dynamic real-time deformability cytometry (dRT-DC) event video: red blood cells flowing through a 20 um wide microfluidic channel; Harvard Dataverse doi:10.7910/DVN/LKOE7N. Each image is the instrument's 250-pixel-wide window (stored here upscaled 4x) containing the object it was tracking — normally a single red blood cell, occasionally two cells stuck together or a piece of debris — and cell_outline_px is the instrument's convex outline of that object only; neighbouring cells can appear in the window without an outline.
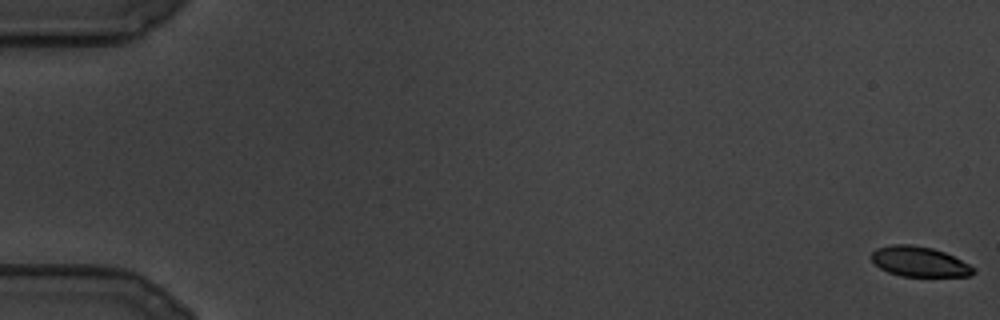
{"species": "common noctule bat (a hibernating species)", "species_latin": "Nyctalus noctula", "temperature_condition": "cold", "stored_images_in_passage": 42, "camera_frame_rate_fps": 3000, "um_per_image_px": 0.085, "animal": {"sex": "male", "body_mass_g": 19.5, "forearm_length_mm": 54.6}, "frame": {"image": 1, "passage_image": 1, "time_ms": 0.0, "image_size_px": [1000, 320], "cell_outline_px": [[976, 272], [968, 276], [900, 276], [888, 272], [880, 268], [872, 260], [872, 252], [876, 248], [892, 244], [912, 244], [932, 248], [944, 252], [976, 268]], "centroid_in_image_um": [78.13, 22.23], "position_along_channel_um": 6.9, "area_um2": 17.8}}
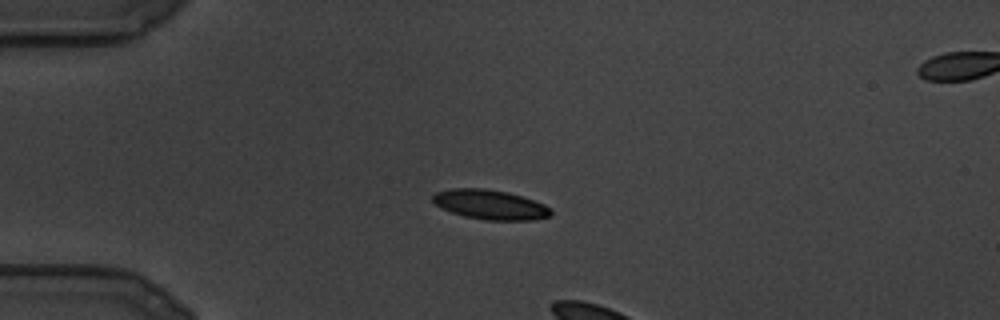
{"frame": {"image": 2, "passage_image": 29, "time_ms": 9.333, "image_size_px": [1000, 320], "cell_outline_px": [[552, 216], [536, 220], [484, 220], [464, 216], [452, 212], [436, 204], [432, 200], [432, 196], [436, 192], [452, 188], [484, 188], [508, 192], [524, 196], [544, 204], [552, 212]], "centroid_in_image_um": [41.7, 17.39], "position_along_channel_um": 43.3, "area_um2": 20.46}}
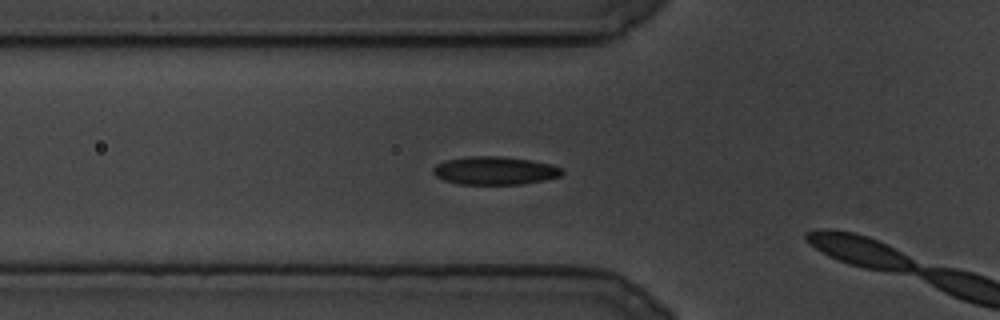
{"frame": {"image": 3, "passage_image": 40, "time_ms": 13.0, "image_size_px": [1000, 320], "cell_outline_px": [[564, 172], [560, 176], [524, 184], [460, 184], [444, 180], [436, 176], [432, 172], [432, 168], [436, 164], [444, 160], [468, 156], [500, 156], [532, 160], [552, 164], [564, 168]], "centroid_in_image_um": [42.06, 14.49], "position_along_channel_um": 83.7, "area_um2": 21.33}}